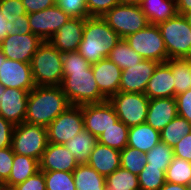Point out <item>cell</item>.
<instances>
[{
	"label": "cell",
	"instance_id": "4316f807",
	"mask_svg": "<svg viewBox=\"0 0 191 190\" xmlns=\"http://www.w3.org/2000/svg\"><path fill=\"white\" fill-rule=\"evenodd\" d=\"M76 190H106V177L90 165L80 164L73 171Z\"/></svg>",
	"mask_w": 191,
	"mask_h": 190
},
{
	"label": "cell",
	"instance_id": "4fadbf2b",
	"mask_svg": "<svg viewBox=\"0 0 191 190\" xmlns=\"http://www.w3.org/2000/svg\"><path fill=\"white\" fill-rule=\"evenodd\" d=\"M118 120L115 109L109 100L83 105L84 129L96 138Z\"/></svg>",
	"mask_w": 191,
	"mask_h": 190
},
{
	"label": "cell",
	"instance_id": "83f0119b",
	"mask_svg": "<svg viewBox=\"0 0 191 190\" xmlns=\"http://www.w3.org/2000/svg\"><path fill=\"white\" fill-rule=\"evenodd\" d=\"M174 77V97L191 89V59L171 58L165 62Z\"/></svg>",
	"mask_w": 191,
	"mask_h": 190
},
{
	"label": "cell",
	"instance_id": "8992f818",
	"mask_svg": "<svg viewBox=\"0 0 191 190\" xmlns=\"http://www.w3.org/2000/svg\"><path fill=\"white\" fill-rule=\"evenodd\" d=\"M48 143L47 127L23 122L15 125L12 150L15 154L41 159Z\"/></svg>",
	"mask_w": 191,
	"mask_h": 190
},
{
	"label": "cell",
	"instance_id": "60d3db41",
	"mask_svg": "<svg viewBox=\"0 0 191 190\" xmlns=\"http://www.w3.org/2000/svg\"><path fill=\"white\" fill-rule=\"evenodd\" d=\"M14 159L12 147L0 149V185H3L9 178Z\"/></svg>",
	"mask_w": 191,
	"mask_h": 190
},
{
	"label": "cell",
	"instance_id": "f5cc1de1",
	"mask_svg": "<svg viewBox=\"0 0 191 190\" xmlns=\"http://www.w3.org/2000/svg\"><path fill=\"white\" fill-rule=\"evenodd\" d=\"M184 16L186 17L187 21L191 25V11L185 13Z\"/></svg>",
	"mask_w": 191,
	"mask_h": 190
},
{
	"label": "cell",
	"instance_id": "ab89813d",
	"mask_svg": "<svg viewBox=\"0 0 191 190\" xmlns=\"http://www.w3.org/2000/svg\"><path fill=\"white\" fill-rule=\"evenodd\" d=\"M122 0H86L88 17H102Z\"/></svg>",
	"mask_w": 191,
	"mask_h": 190
},
{
	"label": "cell",
	"instance_id": "52a82bcc",
	"mask_svg": "<svg viewBox=\"0 0 191 190\" xmlns=\"http://www.w3.org/2000/svg\"><path fill=\"white\" fill-rule=\"evenodd\" d=\"M102 18L122 39L149 25L140 5L125 2L114 6Z\"/></svg>",
	"mask_w": 191,
	"mask_h": 190
},
{
	"label": "cell",
	"instance_id": "7c38bea8",
	"mask_svg": "<svg viewBox=\"0 0 191 190\" xmlns=\"http://www.w3.org/2000/svg\"><path fill=\"white\" fill-rule=\"evenodd\" d=\"M43 40L33 34L7 35L0 43V50L7 59L30 63Z\"/></svg>",
	"mask_w": 191,
	"mask_h": 190
},
{
	"label": "cell",
	"instance_id": "c3c4849f",
	"mask_svg": "<svg viewBox=\"0 0 191 190\" xmlns=\"http://www.w3.org/2000/svg\"><path fill=\"white\" fill-rule=\"evenodd\" d=\"M13 24L5 19V17L0 12V43L3 39L11 34Z\"/></svg>",
	"mask_w": 191,
	"mask_h": 190
},
{
	"label": "cell",
	"instance_id": "681fc988",
	"mask_svg": "<svg viewBox=\"0 0 191 190\" xmlns=\"http://www.w3.org/2000/svg\"><path fill=\"white\" fill-rule=\"evenodd\" d=\"M178 14L184 15L191 11V0H175Z\"/></svg>",
	"mask_w": 191,
	"mask_h": 190
},
{
	"label": "cell",
	"instance_id": "d4e9b609",
	"mask_svg": "<svg viewBox=\"0 0 191 190\" xmlns=\"http://www.w3.org/2000/svg\"><path fill=\"white\" fill-rule=\"evenodd\" d=\"M38 171L39 161L37 159L14 153L12 170L3 186L13 188L17 184L23 183Z\"/></svg>",
	"mask_w": 191,
	"mask_h": 190
},
{
	"label": "cell",
	"instance_id": "ee69618b",
	"mask_svg": "<svg viewBox=\"0 0 191 190\" xmlns=\"http://www.w3.org/2000/svg\"><path fill=\"white\" fill-rule=\"evenodd\" d=\"M15 125L0 116V149L11 147Z\"/></svg>",
	"mask_w": 191,
	"mask_h": 190
},
{
	"label": "cell",
	"instance_id": "603a6c76",
	"mask_svg": "<svg viewBox=\"0 0 191 190\" xmlns=\"http://www.w3.org/2000/svg\"><path fill=\"white\" fill-rule=\"evenodd\" d=\"M160 141V132L146 122L129 127L127 146L136 148L144 154L150 151Z\"/></svg>",
	"mask_w": 191,
	"mask_h": 190
},
{
	"label": "cell",
	"instance_id": "9f6ffc18",
	"mask_svg": "<svg viewBox=\"0 0 191 190\" xmlns=\"http://www.w3.org/2000/svg\"><path fill=\"white\" fill-rule=\"evenodd\" d=\"M5 88L0 84V98L4 93Z\"/></svg>",
	"mask_w": 191,
	"mask_h": 190
},
{
	"label": "cell",
	"instance_id": "d6a6232c",
	"mask_svg": "<svg viewBox=\"0 0 191 190\" xmlns=\"http://www.w3.org/2000/svg\"><path fill=\"white\" fill-rule=\"evenodd\" d=\"M166 182L179 185H191V162L178 157H173L172 162L165 172Z\"/></svg>",
	"mask_w": 191,
	"mask_h": 190
},
{
	"label": "cell",
	"instance_id": "f35d334b",
	"mask_svg": "<svg viewBox=\"0 0 191 190\" xmlns=\"http://www.w3.org/2000/svg\"><path fill=\"white\" fill-rule=\"evenodd\" d=\"M0 12L11 23L27 14L21 0H0Z\"/></svg>",
	"mask_w": 191,
	"mask_h": 190
},
{
	"label": "cell",
	"instance_id": "7bdbcfd3",
	"mask_svg": "<svg viewBox=\"0 0 191 190\" xmlns=\"http://www.w3.org/2000/svg\"><path fill=\"white\" fill-rule=\"evenodd\" d=\"M178 115L191 123V89L175 96Z\"/></svg>",
	"mask_w": 191,
	"mask_h": 190
},
{
	"label": "cell",
	"instance_id": "816d5d0a",
	"mask_svg": "<svg viewBox=\"0 0 191 190\" xmlns=\"http://www.w3.org/2000/svg\"><path fill=\"white\" fill-rule=\"evenodd\" d=\"M125 3H129V4H140L143 0H122Z\"/></svg>",
	"mask_w": 191,
	"mask_h": 190
},
{
	"label": "cell",
	"instance_id": "f6af8a7d",
	"mask_svg": "<svg viewBox=\"0 0 191 190\" xmlns=\"http://www.w3.org/2000/svg\"><path fill=\"white\" fill-rule=\"evenodd\" d=\"M173 153L175 157L191 162V132L173 147Z\"/></svg>",
	"mask_w": 191,
	"mask_h": 190
},
{
	"label": "cell",
	"instance_id": "277c9868",
	"mask_svg": "<svg viewBox=\"0 0 191 190\" xmlns=\"http://www.w3.org/2000/svg\"><path fill=\"white\" fill-rule=\"evenodd\" d=\"M36 86H60L63 81L62 53L48 41L38 47L30 62Z\"/></svg>",
	"mask_w": 191,
	"mask_h": 190
},
{
	"label": "cell",
	"instance_id": "ffe728a7",
	"mask_svg": "<svg viewBox=\"0 0 191 190\" xmlns=\"http://www.w3.org/2000/svg\"><path fill=\"white\" fill-rule=\"evenodd\" d=\"M177 104L175 97L153 98L149 100L146 123L157 131H161L176 116Z\"/></svg>",
	"mask_w": 191,
	"mask_h": 190
},
{
	"label": "cell",
	"instance_id": "74e56055",
	"mask_svg": "<svg viewBox=\"0 0 191 190\" xmlns=\"http://www.w3.org/2000/svg\"><path fill=\"white\" fill-rule=\"evenodd\" d=\"M56 5L73 18H87L86 0H55Z\"/></svg>",
	"mask_w": 191,
	"mask_h": 190
},
{
	"label": "cell",
	"instance_id": "6da1fadb",
	"mask_svg": "<svg viewBox=\"0 0 191 190\" xmlns=\"http://www.w3.org/2000/svg\"><path fill=\"white\" fill-rule=\"evenodd\" d=\"M61 88L71 105L101 103L108 100L97 86L91 64L78 51L62 53Z\"/></svg>",
	"mask_w": 191,
	"mask_h": 190
},
{
	"label": "cell",
	"instance_id": "30bf717a",
	"mask_svg": "<svg viewBox=\"0 0 191 190\" xmlns=\"http://www.w3.org/2000/svg\"><path fill=\"white\" fill-rule=\"evenodd\" d=\"M83 129V105H71L47 126L48 142L64 144Z\"/></svg>",
	"mask_w": 191,
	"mask_h": 190
},
{
	"label": "cell",
	"instance_id": "cb8c5ba5",
	"mask_svg": "<svg viewBox=\"0 0 191 190\" xmlns=\"http://www.w3.org/2000/svg\"><path fill=\"white\" fill-rule=\"evenodd\" d=\"M149 24L158 25L178 14L175 0H143L140 4Z\"/></svg>",
	"mask_w": 191,
	"mask_h": 190
},
{
	"label": "cell",
	"instance_id": "d6986e66",
	"mask_svg": "<svg viewBox=\"0 0 191 190\" xmlns=\"http://www.w3.org/2000/svg\"><path fill=\"white\" fill-rule=\"evenodd\" d=\"M86 18H71L49 40L61 53L78 51Z\"/></svg>",
	"mask_w": 191,
	"mask_h": 190
},
{
	"label": "cell",
	"instance_id": "11a10c76",
	"mask_svg": "<svg viewBox=\"0 0 191 190\" xmlns=\"http://www.w3.org/2000/svg\"><path fill=\"white\" fill-rule=\"evenodd\" d=\"M0 190H13V188L0 185Z\"/></svg>",
	"mask_w": 191,
	"mask_h": 190
},
{
	"label": "cell",
	"instance_id": "484cf974",
	"mask_svg": "<svg viewBox=\"0 0 191 190\" xmlns=\"http://www.w3.org/2000/svg\"><path fill=\"white\" fill-rule=\"evenodd\" d=\"M97 144V138L85 129L81 130L72 139H69L65 147L73 154L78 165L86 164L89 160L91 151Z\"/></svg>",
	"mask_w": 191,
	"mask_h": 190
},
{
	"label": "cell",
	"instance_id": "7a4b0ae2",
	"mask_svg": "<svg viewBox=\"0 0 191 190\" xmlns=\"http://www.w3.org/2000/svg\"><path fill=\"white\" fill-rule=\"evenodd\" d=\"M69 106L61 86H35L28 95L24 122L47 127Z\"/></svg>",
	"mask_w": 191,
	"mask_h": 190
},
{
	"label": "cell",
	"instance_id": "e575fe53",
	"mask_svg": "<svg viewBox=\"0 0 191 190\" xmlns=\"http://www.w3.org/2000/svg\"><path fill=\"white\" fill-rule=\"evenodd\" d=\"M120 161L122 168L127 169L137 176L147 163L146 154L129 146H126L120 151Z\"/></svg>",
	"mask_w": 191,
	"mask_h": 190
},
{
	"label": "cell",
	"instance_id": "7402d4cb",
	"mask_svg": "<svg viewBox=\"0 0 191 190\" xmlns=\"http://www.w3.org/2000/svg\"><path fill=\"white\" fill-rule=\"evenodd\" d=\"M87 164L100 175L107 177L121 167L120 151L97 142Z\"/></svg>",
	"mask_w": 191,
	"mask_h": 190
},
{
	"label": "cell",
	"instance_id": "1f68e13d",
	"mask_svg": "<svg viewBox=\"0 0 191 190\" xmlns=\"http://www.w3.org/2000/svg\"><path fill=\"white\" fill-rule=\"evenodd\" d=\"M106 187L109 190H140L138 176L122 167L106 177Z\"/></svg>",
	"mask_w": 191,
	"mask_h": 190
},
{
	"label": "cell",
	"instance_id": "d590c367",
	"mask_svg": "<svg viewBox=\"0 0 191 190\" xmlns=\"http://www.w3.org/2000/svg\"><path fill=\"white\" fill-rule=\"evenodd\" d=\"M44 173L46 190H76L73 172L42 171Z\"/></svg>",
	"mask_w": 191,
	"mask_h": 190
},
{
	"label": "cell",
	"instance_id": "f907efd6",
	"mask_svg": "<svg viewBox=\"0 0 191 190\" xmlns=\"http://www.w3.org/2000/svg\"><path fill=\"white\" fill-rule=\"evenodd\" d=\"M159 190H191V187L179 185L177 183L165 182Z\"/></svg>",
	"mask_w": 191,
	"mask_h": 190
},
{
	"label": "cell",
	"instance_id": "f546056e",
	"mask_svg": "<svg viewBox=\"0 0 191 190\" xmlns=\"http://www.w3.org/2000/svg\"><path fill=\"white\" fill-rule=\"evenodd\" d=\"M191 132V123L177 115L161 131V142L173 148L185 135Z\"/></svg>",
	"mask_w": 191,
	"mask_h": 190
},
{
	"label": "cell",
	"instance_id": "9a60e30c",
	"mask_svg": "<svg viewBox=\"0 0 191 190\" xmlns=\"http://www.w3.org/2000/svg\"><path fill=\"white\" fill-rule=\"evenodd\" d=\"M159 63L143 59L138 64L122 70L119 92L144 93L155 68Z\"/></svg>",
	"mask_w": 191,
	"mask_h": 190
},
{
	"label": "cell",
	"instance_id": "2e32d148",
	"mask_svg": "<svg viewBox=\"0 0 191 190\" xmlns=\"http://www.w3.org/2000/svg\"><path fill=\"white\" fill-rule=\"evenodd\" d=\"M29 92L23 89L5 88L0 98V116L19 125L24 122Z\"/></svg>",
	"mask_w": 191,
	"mask_h": 190
},
{
	"label": "cell",
	"instance_id": "8d00e7d4",
	"mask_svg": "<svg viewBox=\"0 0 191 190\" xmlns=\"http://www.w3.org/2000/svg\"><path fill=\"white\" fill-rule=\"evenodd\" d=\"M140 190H159L166 182L161 167H144L138 175Z\"/></svg>",
	"mask_w": 191,
	"mask_h": 190
},
{
	"label": "cell",
	"instance_id": "e0dca14e",
	"mask_svg": "<svg viewBox=\"0 0 191 190\" xmlns=\"http://www.w3.org/2000/svg\"><path fill=\"white\" fill-rule=\"evenodd\" d=\"M77 166L75 157L63 144L48 142L39 160V170L41 171L73 172Z\"/></svg>",
	"mask_w": 191,
	"mask_h": 190
},
{
	"label": "cell",
	"instance_id": "3957f363",
	"mask_svg": "<svg viewBox=\"0 0 191 190\" xmlns=\"http://www.w3.org/2000/svg\"><path fill=\"white\" fill-rule=\"evenodd\" d=\"M122 38L102 17H87L78 52L90 64L107 58Z\"/></svg>",
	"mask_w": 191,
	"mask_h": 190
},
{
	"label": "cell",
	"instance_id": "4dcf8cb0",
	"mask_svg": "<svg viewBox=\"0 0 191 190\" xmlns=\"http://www.w3.org/2000/svg\"><path fill=\"white\" fill-rule=\"evenodd\" d=\"M107 58L114 62L121 70L130 68L143 60L124 39L116 44Z\"/></svg>",
	"mask_w": 191,
	"mask_h": 190
},
{
	"label": "cell",
	"instance_id": "5b68a950",
	"mask_svg": "<svg viewBox=\"0 0 191 190\" xmlns=\"http://www.w3.org/2000/svg\"><path fill=\"white\" fill-rule=\"evenodd\" d=\"M157 26L160 29L169 59H191V25L184 15L177 14Z\"/></svg>",
	"mask_w": 191,
	"mask_h": 190
},
{
	"label": "cell",
	"instance_id": "f1b7e54d",
	"mask_svg": "<svg viewBox=\"0 0 191 190\" xmlns=\"http://www.w3.org/2000/svg\"><path fill=\"white\" fill-rule=\"evenodd\" d=\"M129 127L118 120L97 137V142L122 151L127 146Z\"/></svg>",
	"mask_w": 191,
	"mask_h": 190
},
{
	"label": "cell",
	"instance_id": "5bb4252c",
	"mask_svg": "<svg viewBox=\"0 0 191 190\" xmlns=\"http://www.w3.org/2000/svg\"><path fill=\"white\" fill-rule=\"evenodd\" d=\"M0 84L4 88L23 89L30 92L36 86L30 63L6 58L0 66Z\"/></svg>",
	"mask_w": 191,
	"mask_h": 190
},
{
	"label": "cell",
	"instance_id": "db71d44e",
	"mask_svg": "<svg viewBox=\"0 0 191 190\" xmlns=\"http://www.w3.org/2000/svg\"><path fill=\"white\" fill-rule=\"evenodd\" d=\"M6 57L4 56V54L2 53V51L0 50V66L1 64H3V62L5 61Z\"/></svg>",
	"mask_w": 191,
	"mask_h": 190
},
{
	"label": "cell",
	"instance_id": "ac0fdd59",
	"mask_svg": "<svg viewBox=\"0 0 191 190\" xmlns=\"http://www.w3.org/2000/svg\"><path fill=\"white\" fill-rule=\"evenodd\" d=\"M99 91L109 99L119 92L122 70L110 59L104 58L91 64Z\"/></svg>",
	"mask_w": 191,
	"mask_h": 190
},
{
	"label": "cell",
	"instance_id": "9c48e42d",
	"mask_svg": "<svg viewBox=\"0 0 191 190\" xmlns=\"http://www.w3.org/2000/svg\"><path fill=\"white\" fill-rule=\"evenodd\" d=\"M115 112L128 127L137 126L146 121L149 98L144 93L118 92L109 99Z\"/></svg>",
	"mask_w": 191,
	"mask_h": 190
},
{
	"label": "cell",
	"instance_id": "ba28073f",
	"mask_svg": "<svg viewBox=\"0 0 191 190\" xmlns=\"http://www.w3.org/2000/svg\"><path fill=\"white\" fill-rule=\"evenodd\" d=\"M127 44L143 59L165 63L169 58L160 29L149 24L144 29L124 38Z\"/></svg>",
	"mask_w": 191,
	"mask_h": 190
},
{
	"label": "cell",
	"instance_id": "bcb514c9",
	"mask_svg": "<svg viewBox=\"0 0 191 190\" xmlns=\"http://www.w3.org/2000/svg\"><path fill=\"white\" fill-rule=\"evenodd\" d=\"M21 2L27 14L50 8L56 4L55 0H21Z\"/></svg>",
	"mask_w": 191,
	"mask_h": 190
},
{
	"label": "cell",
	"instance_id": "7dc6e473",
	"mask_svg": "<svg viewBox=\"0 0 191 190\" xmlns=\"http://www.w3.org/2000/svg\"><path fill=\"white\" fill-rule=\"evenodd\" d=\"M12 31L11 35L15 34H29L31 32L30 24H29V19H28V14L19 16L18 19L15 20V22L12 23Z\"/></svg>",
	"mask_w": 191,
	"mask_h": 190
},
{
	"label": "cell",
	"instance_id": "b9f144b4",
	"mask_svg": "<svg viewBox=\"0 0 191 190\" xmlns=\"http://www.w3.org/2000/svg\"><path fill=\"white\" fill-rule=\"evenodd\" d=\"M13 190H46L44 173L39 170L34 175L26 179L23 183L14 186Z\"/></svg>",
	"mask_w": 191,
	"mask_h": 190
},
{
	"label": "cell",
	"instance_id": "44dd1931",
	"mask_svg": "<svg viewBox=\"0 0 191 190\" xmlns=\"http://www.w3.org/2000/svg\"><path fill=\"white\" fill-rule=\"evenodd\" d=\"M174 77L166 63H159L147 83L145 95L149 99L174 97Z\"/></svg>",
	"mask_w": 191,
	"mask_h": 190
},
{
	"label": "cell",
	"instance_id": "836d02e7",
	"mask_svg": "<svg viewBox=\"0 0 191 190\" xmlns=\"http://www.w3.org/2000/svg\"><path fill=\"white\" fill-rule=\"evenodd\" d=\"M145 154L147 159L145 167H161L165 172L174 157L173 148L161 141Z\"/></svg>",
	"mask_w": 191,
	"mask_h": 190
},
{
	"label": "cell",
	"instance_id": "8fae6325",
	"mask_svg": "<svg viewBox=\"0 0 191 190\" xmlns=\"http://www.w3.org/2000/svg\"><path fill=\"white\" fill-rule=\"evenodd\" d=\"M71 18L56 4L50 8L28 14L31 32L43 41H48Z\"/></svg>",
	"mask_w": 191,
	"mask_h": 190
}]
</instances>
